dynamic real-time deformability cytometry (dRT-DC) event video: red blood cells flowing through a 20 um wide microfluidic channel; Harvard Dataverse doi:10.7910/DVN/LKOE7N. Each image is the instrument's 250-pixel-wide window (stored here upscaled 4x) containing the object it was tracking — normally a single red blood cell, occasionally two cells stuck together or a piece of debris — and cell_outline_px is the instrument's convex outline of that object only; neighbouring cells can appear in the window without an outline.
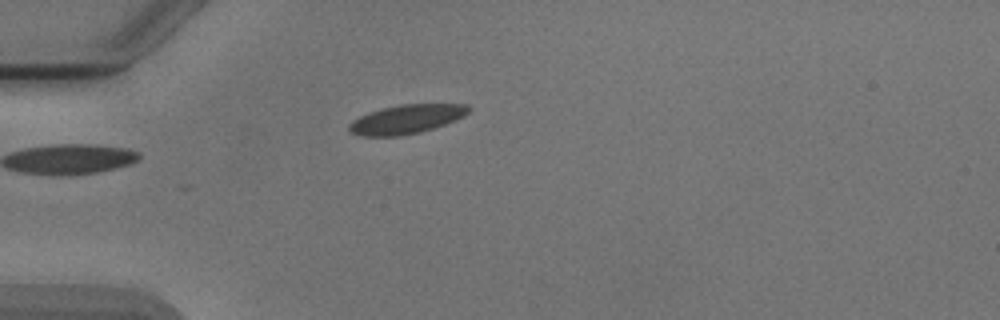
{"species": "Egyptian fruit bat (a non-hibernating species)", "species_latin": "Rousettus aegyptiacus", "temperature_condition": "cold", "stored_images_in_passage": 4, "camera_frame_rate_fps": 3000, "um_per_image_px": 0.085, "animal": {"sex": "male"}, "frame": {"image": 1, "passage_image": 4, "time_ms": 3.667, "image_size_px": [1000, 320], "cell_outline_px": [[472, 108], [464, 116], [456, 120], [420, 132], [400, 136], [360, 136], [352, 132], [348, 128], [348, 124], [352, 120], [368, 112], [380, 108], [400, 104], [468, 104]], "centroid_in_image_um": [34.54, 10.12], "position_along_channel_um": 50.5, "area_um2": 20.29}}